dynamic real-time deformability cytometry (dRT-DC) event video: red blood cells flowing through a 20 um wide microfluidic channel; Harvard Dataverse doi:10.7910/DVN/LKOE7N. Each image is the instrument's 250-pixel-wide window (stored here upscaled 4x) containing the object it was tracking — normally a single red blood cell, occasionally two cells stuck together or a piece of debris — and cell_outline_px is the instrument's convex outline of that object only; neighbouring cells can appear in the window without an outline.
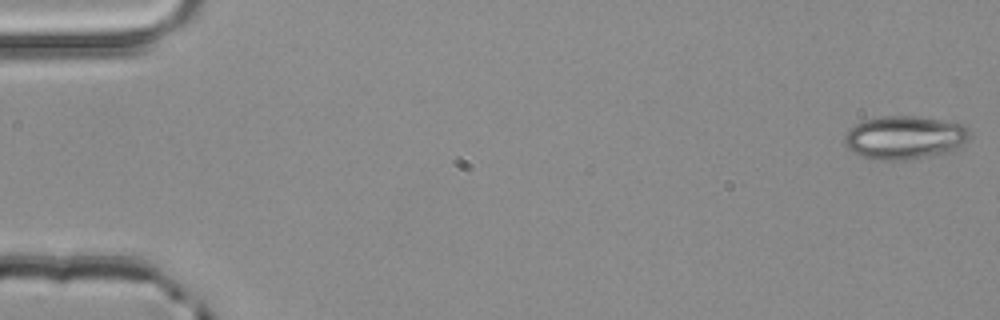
{"species": "common noctule bat (a hibernating species)", "species_latin": "Nyctalus noctula", "temperature_condition": "room temperature", "stored_images_in_passage": 5, "camera_frame_rate_fps": 3000, "um_per_image_px": 0.085, "animal": {"sex": "male", "body_mass_g": 20.4}, "frame": {"image": 1, "passage_image": 1, "time_ms": 0.0, "image_size_px": [1000, 320], "cell_outline_px": [[972, 136], [968, 140], [956, 148], [944, 152], [904, 160], [872, 160], [860, 156], [848, 148], [844, 144], [844, 136], [848, 128], [864, 120], [880, 116], [916, 116], [964, 124], [972, 132]], "centroid_in_image_um": [76.86, 11.68], "position_along_channel_um": 8.1, "area_um2": 31.67}}